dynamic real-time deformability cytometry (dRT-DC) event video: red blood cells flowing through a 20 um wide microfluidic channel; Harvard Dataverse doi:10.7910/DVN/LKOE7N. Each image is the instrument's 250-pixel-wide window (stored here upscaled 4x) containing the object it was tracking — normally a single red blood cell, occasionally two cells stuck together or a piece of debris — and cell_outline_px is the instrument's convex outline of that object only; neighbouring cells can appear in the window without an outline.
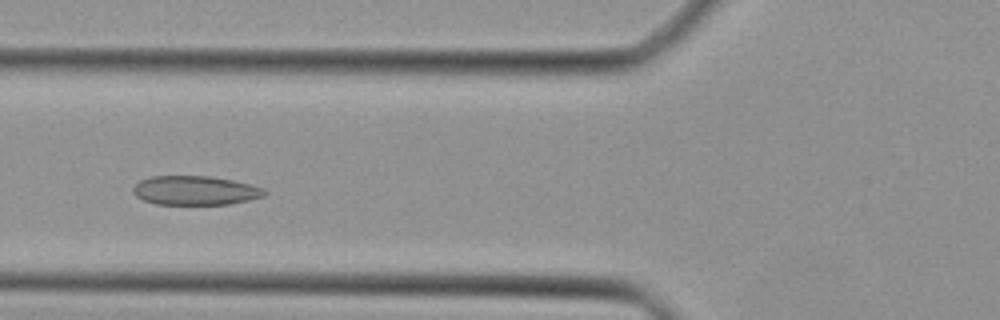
{"species": "Egyptian fruit bat (a non-hibernating species)", "species_latin": "Rousettus aegyptiacus", "temperature_condition": "cold", "stored_images_in_passage": 35, "camera_frame_rate_fps": 3000, "um_per_image_px": 0.085, "animal": {"sex": "female"}, "frame": {"image": 1, "passage_image": 9, "time_ms": 2.667, "image_size_px": [1000, 320], "cell_outline_px": [[268, 192], [264, 196], [248, 200], [228, 204], [156, 204], [144, 200], [136, 196], [132, 192], [132, 188], [140, 180], [152, 176], [208, 176], [232, 180], [248, 184], [260, 188]], "centroid_in_image_um": [16.55, 16.19], "position_along_channel_um": 109.3, "area_um2": 22.08}}
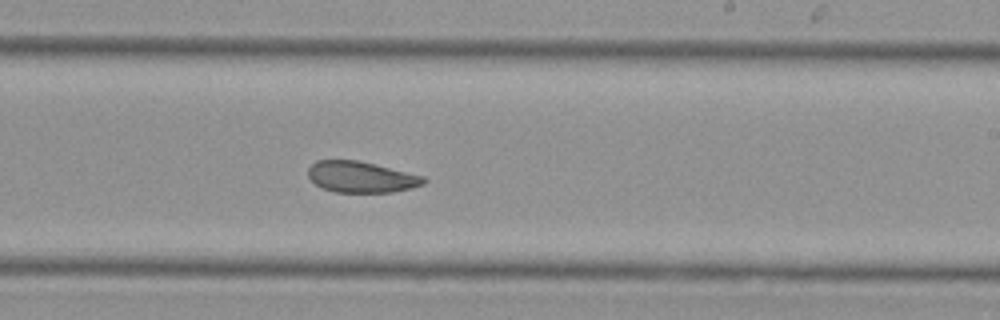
{"frame": {"image": 2, "passage_image": 19, "time_ms": 6.0, "image_size_px": [1000, 320], "cell_outline_px": [[428, 180], [424, 184], [412, 188], [392, 192], [336, 192], [320, 188], [308, 176], [308, 168], [316, 160], [356, 160], [424, 176]], "centroid_in_image_um": [30.69, 15.05], "position_along_channel_um": 258.3, "area_um2": 20.87}}
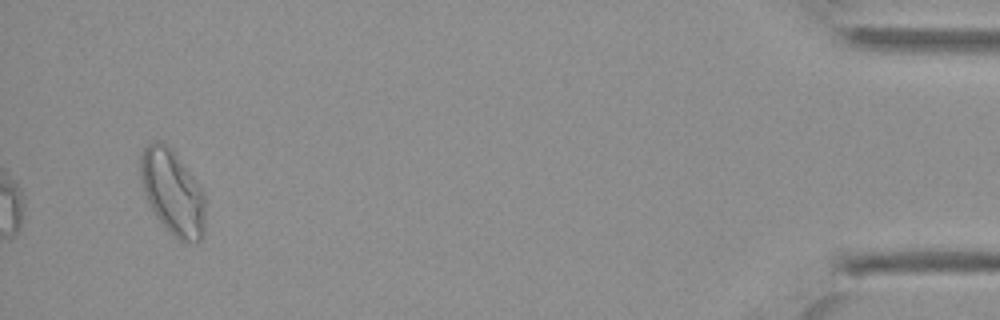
{"frame": {"image": 3, "passage_image": 35, "time_ms": 11.333, "image_size_px": [1000, 320], "cell_outline_px": [[204, 232], [200, 240], [196, 244], [184, 244], [168, 232], [164, 228], [148, 204], [140, 180], [140, 152], [152, 140], [160, 140], [176, 156], [192, 176], [204, 192]], "centroid_in_image_um": [14.65, 16.41], "position_along_channel_um": 420.6, "area_um2": 32.19}}